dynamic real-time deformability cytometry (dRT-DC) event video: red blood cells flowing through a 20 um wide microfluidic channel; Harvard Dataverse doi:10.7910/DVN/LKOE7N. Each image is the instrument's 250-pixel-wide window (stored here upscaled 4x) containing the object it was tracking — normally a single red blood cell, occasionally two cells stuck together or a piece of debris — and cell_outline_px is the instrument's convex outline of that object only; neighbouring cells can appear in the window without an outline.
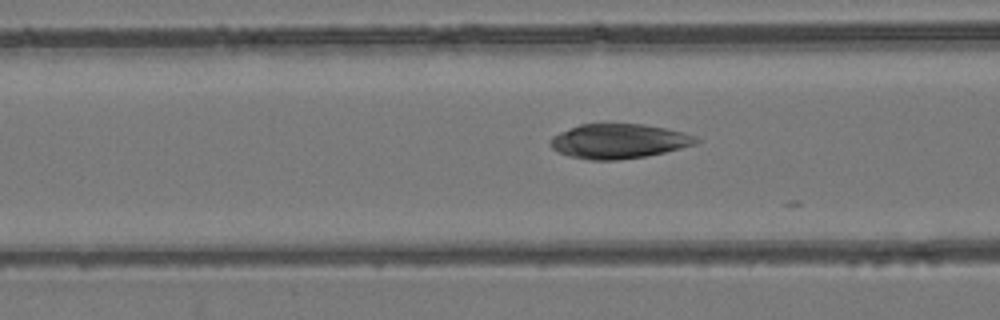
{"species": "common noctule bat (a hibernating species)", "species_latin": "Nyctalus noctula", "temperature_condition": "room temperature", "stored_images_in_passage": 25, "camera_frame_rate_fps": 3000, "um_per_image_px": 0.085, "animal": {"sex": "female", "body_mass_g": 24.6, "forearm_length_mm": 56.2}, "frame": {"image": 1, "passage_image": 21, "time_ms": 6.667, "image_size_px": [1000, 320], "cell_outline_px": [[700, 140], [696, 144], [664, 152], [644, 156], [616, 160], [588, 160], [568, 156], [552, 148], [552, 136], [560, 132], [580, 124], [644, 124], [684, 132], [696, 136]], "centroid_in_image_um": [52.61, 12.0], "position_along_channel_um": 114.0, "area_um2": 29.13}}
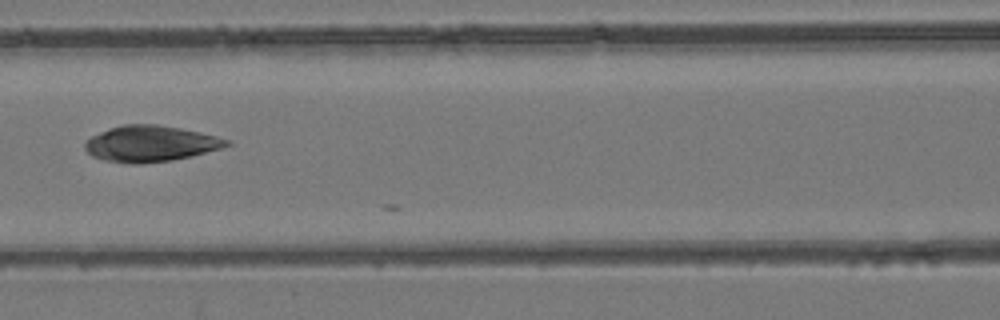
{"frame": {"image": 2, "passage_image": 24, "time_ms": 7.667, "image_size_px": [1000, 320], "cell_outline_px": [[232, 144], [220, 148], [192, 156], [172, 160], [136, 164], [132, 164], [104, 160], [92, 156], [84, 148], [84, 144], [92, 136], [108, 128], [124, 124], [156, 124], [180, 128], [200, 132], [216, 136], [228, 140]], "centroid_in_image_um": [12.77, 12.21], "position_along_channel_um": 153.8, "area_um2": 29.59}}